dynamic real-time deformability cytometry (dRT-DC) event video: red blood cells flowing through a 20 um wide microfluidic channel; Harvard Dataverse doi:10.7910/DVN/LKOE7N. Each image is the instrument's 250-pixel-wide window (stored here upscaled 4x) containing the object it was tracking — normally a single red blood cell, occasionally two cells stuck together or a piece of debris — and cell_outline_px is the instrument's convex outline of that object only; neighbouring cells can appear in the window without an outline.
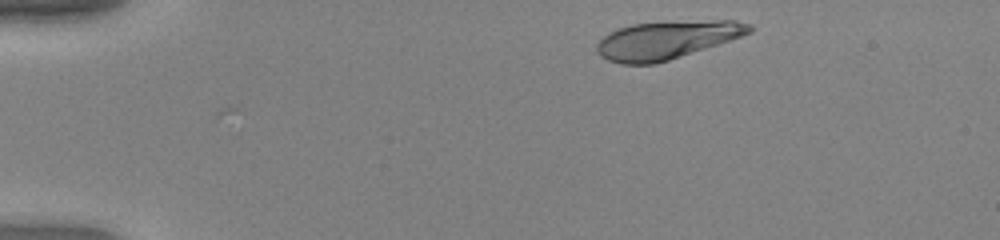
{"species": "human", "species_latin": "Homo sapiens", "temperature_condition": "warm", "stored_images_in_passage": 39, "camera_frame_rate_fps": 3000, "um_per_image_px": 0.085, "donor": {"sex": "female"}, "frame": {"image": 1, "passage_image": 1, "time_ms": 0.0, "image_size_px": [1000, 240], "cell_outline_px": [[756, 28], [752, 32], [668, 60], [652, 64], [620, 64], [608, 60], [600, 56], [596, 52], [596, 44], [604, 36], [620, 28], [632, 24], [664, 20], [732, 20], [752, 24]], "centroid_in_image_um": [56.66, 3.36], "position_along_channel_um": 28.3, "area_um2": 33.93}}
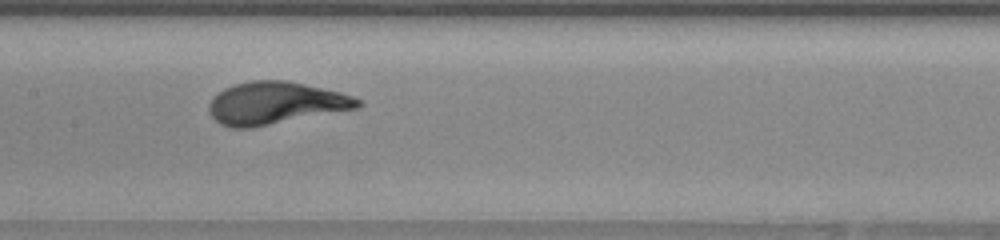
{"frame": {"image": 2, "passage_image": 19, "time_ms": 6.0, "image_size_px": [1000, 240], "cell_outline_px": [[364, 104], [360, 108], [252, 128], [232, 128], [220, 124], [208, 112], [208, 104], [212, 96], [224, 88], [236, 84], [252, 80], [288, 80], [340, 92], [352, 96], [360, 100]], "centroid_in_image_um": [23.41, 8.77], "position_along_channel_um": 184.0, "area_um2": 37.11}}
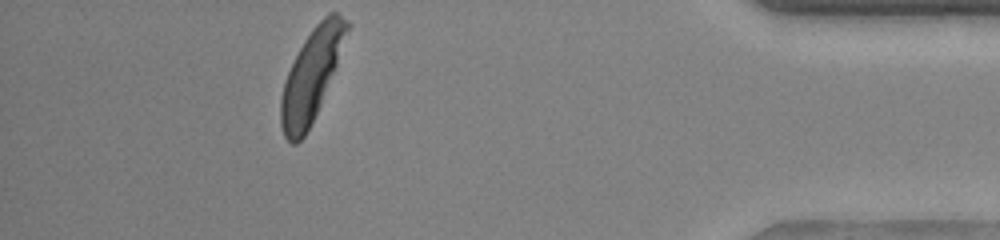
{"frame": {"image": 3, "passage_image": 39, "time_ms": 12.667, "image_size_px": [1000, 240], "cell_outline_px": [[352, 24], [320, 104], [304, 136], [296, 144], [292, 144], [284, 136], [280, 124], [280, 96], [284, 80], [304, 40], [312, 28], [328, 12], [336, 12]], "centroid_in_image_um": [26.46, 6.37], "position_along_channel_um": 408.7, "area_um2": 34.51}, "authors_computed_cell_mechanics": {"area_um2": 35.0268, "velocity_mm_per_s": 4.0257, "shape_relaxation_time_tau1_ms": 2.7017, "shape_relaxation_time_tau2_ms": null, "deformation_change_tau1": 0.2239, "deformation_change_tau2": null}}